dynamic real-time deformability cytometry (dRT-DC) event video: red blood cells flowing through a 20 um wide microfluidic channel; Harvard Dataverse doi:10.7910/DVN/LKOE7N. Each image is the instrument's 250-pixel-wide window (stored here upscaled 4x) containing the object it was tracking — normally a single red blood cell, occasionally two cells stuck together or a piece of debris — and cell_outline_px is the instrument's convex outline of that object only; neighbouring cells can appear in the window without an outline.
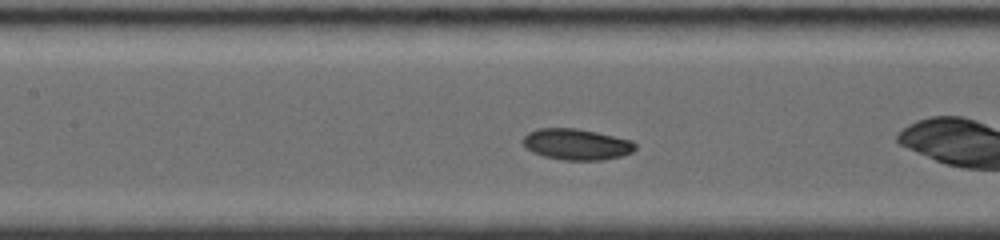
{"species": "common noctule bat (a hibernating species)", "species_latin": "Nyctalus noctula", "temperature_condition": "room temperature", "stored_images_in_passage": 14, "camera_frame_rate_fps": 4000, "um_per_image_px": 0.085, "animal": {"sex": "female", "body_mass_g": 19.0, "forearm_length_mm": 56.7}, "frame": {"image": 1, "passage_image": 8, "time_ms": 2.75, "image_size_px": [1000, 240], "cell_outline_px": [[636, 148], [632, 152], [620, 156], [600, 160], [564, 160], [544, 156], [532, 152], [524, 144], [524, 136], [528, 132], [536, 128], [576, 128], [596, 132], [632, 140], [636, 144]], "centroid_in_image_um": [49.01, 12.26], "position_along_channel_um": 158.4, "area_um2": 20.23}}
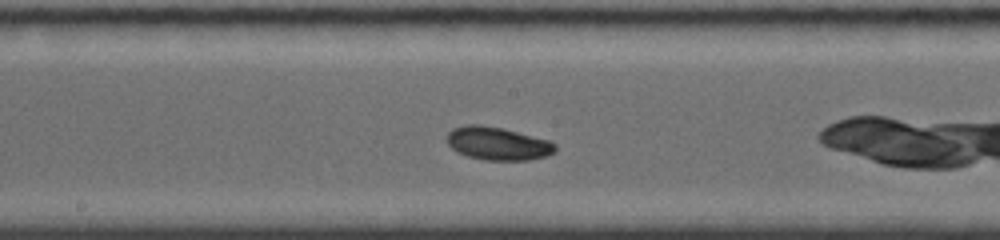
{"frame": {"image": 2, "passage_image": 14, "time_ms": 4.0, "image_size_px": [1000, 240], "cell_outline_px": [[556, 152], [548, 156], [528, 160], [484, 160], [468, 156], [456, 152], [444, 140], [448, 132], [452, 128], [468, 124], [480, 124], [504, 128], [548, 140], [556, 144]], "centroid_in_image_um": [42.28, 12.19], "position_along_channel_um": 205.9, "area_um2": 21.21}}